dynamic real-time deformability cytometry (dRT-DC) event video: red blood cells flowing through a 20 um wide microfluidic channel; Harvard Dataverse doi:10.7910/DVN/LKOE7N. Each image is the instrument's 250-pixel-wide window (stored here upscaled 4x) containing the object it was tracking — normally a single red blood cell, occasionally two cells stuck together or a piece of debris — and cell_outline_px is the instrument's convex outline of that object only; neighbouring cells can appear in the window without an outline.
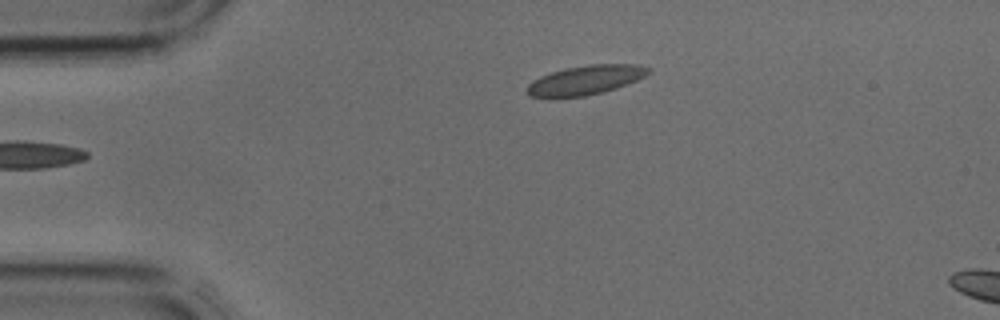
{"species": "common noctule bat (a hibernating species)", "species_latin": "Nyctalus noctula", "temperature_condition": "cold", "stored_images_in_passage": 3, "camera_frame_rate_fps": 3000, "um_per_image_px": 0.085, "animal": {"sex": "male", "body_mass_g": 17.9, "forearm_length_mm": 54.2}, "frame": {"image": 1, "passage_image": 3, "time_ms": 0.667, "image_size_px": [1000, 320], "cell_outline_px": [[652, 72], [636, 80], [616, 88], [604, 92], [584, 96], [532, 96], [528, 92], [528, 84], [532, 80], [540, 76], [564, 68], [592, 64], [636, 64], [652, 68]], "centroid_in_image_um": [49.84, 6.78], "position_along_channel_um": 35.2, "area_um2": 20.4}}